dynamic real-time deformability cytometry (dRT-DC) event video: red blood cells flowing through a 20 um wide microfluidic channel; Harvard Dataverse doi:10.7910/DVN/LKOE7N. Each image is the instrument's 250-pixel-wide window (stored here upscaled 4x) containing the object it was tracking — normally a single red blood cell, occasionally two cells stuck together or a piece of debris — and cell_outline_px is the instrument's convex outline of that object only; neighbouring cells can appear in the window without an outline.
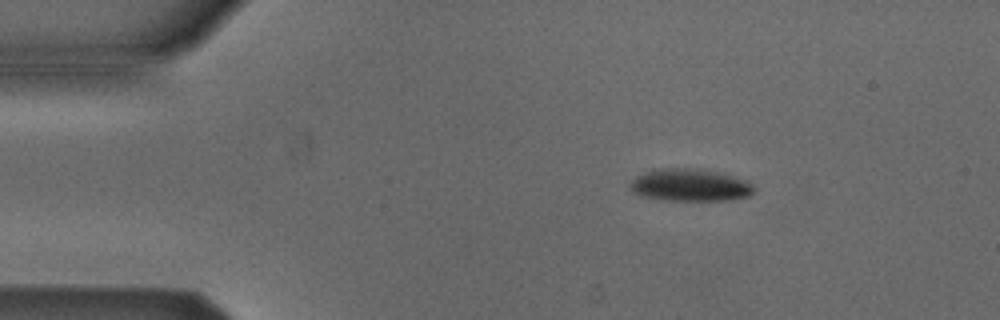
{"species": "Egyptian fruit bat (a non-hibernating species)", "species_latin": "Rousettus aegyptiacus", "temperature_condition": "cold", "stored_images_in_passage": 4, "camera_frame_rate_fps": 3000, "um_per_image_px": 0.085, "animal": {"sex": "male"}, "frame": {"image": 1, "passage_image": 2, "time_ms": 1.333, "image_size_px": [1000, 320], "cell_outline_px": [[756, 192], [752, 196], [728, 200], [668, 200], [640, 196], [632, 192], [628, 188], [628, 184], [636, 176], [652, 168], [696, 168], [716, 172], [748, 180], [756, 188]], "centroid_in_image_um": [58.65, 15.73], "position_along_channel_um": 26.4, "area_um2": 23.81}}
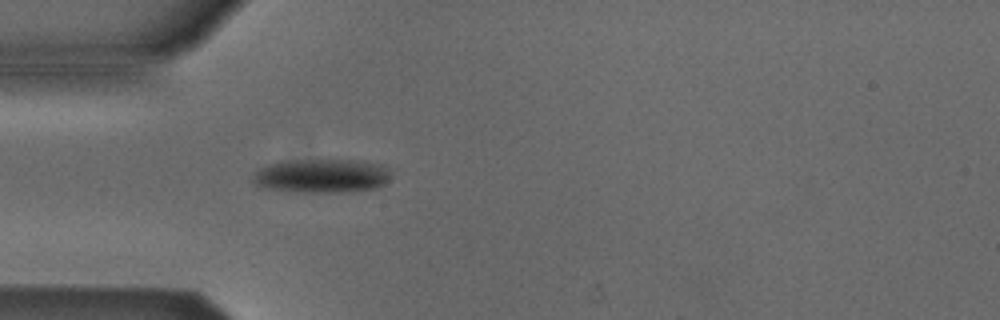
{"frame": {"image": 2, "passage_image": 4, "time_ms": 3.667, "image_size_px": [1000, 320], "cell_outline_px": [[388, 180], [384, 184], [376, 188], [352, 192], [288, 192], [260, 188], [252, 180], [256, 172], [260, 168], [272, 164], [300, 160], [352, 160], [384, 164], [388, 168]], "centroid_in_image_um": [27.36, 14.97], "position_along_channel_um": 57.6, "area_um2": 27.28}}